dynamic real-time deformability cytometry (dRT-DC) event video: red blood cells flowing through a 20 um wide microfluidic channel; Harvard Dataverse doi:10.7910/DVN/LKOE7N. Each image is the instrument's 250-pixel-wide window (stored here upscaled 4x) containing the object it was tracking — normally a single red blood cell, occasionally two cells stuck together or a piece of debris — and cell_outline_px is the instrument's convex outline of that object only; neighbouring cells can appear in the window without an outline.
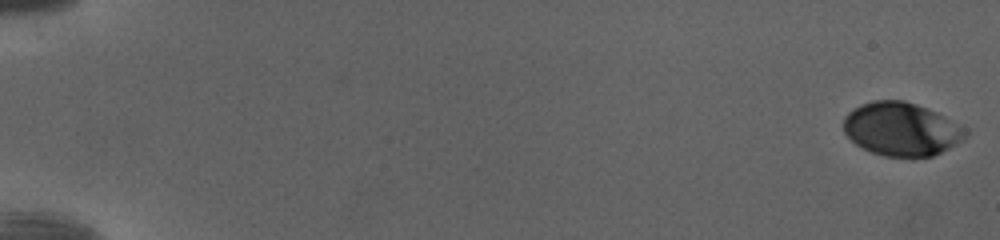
{"species": "human", "species_latin": "Homo sapiens", "temperature_condition": "cold", "stored_images_in_passage": 53, "camera_frame_rate_fps": 3000, "um_per_image_px": 0.085, "donor": {"sex": "female"}, "frame": {"image": 1, "passage_image": 1, "time_ms": 0.0, "image_size_px": [1000, 240], "cell_outline_px": [[968, 136], [964, 140], [932, 156], [884, 156], [872, 152], [856, 144], [844, 132], [844, 116], [852, 108], [860, 104], [872, 100], [904, 100], [916, 104], [936, 112], [964, 128], [968, 132]], "centroid_in_image_um": [76.6, 10.96], "position_along_channel_um": 8.4, "area_um2": 37.69}}
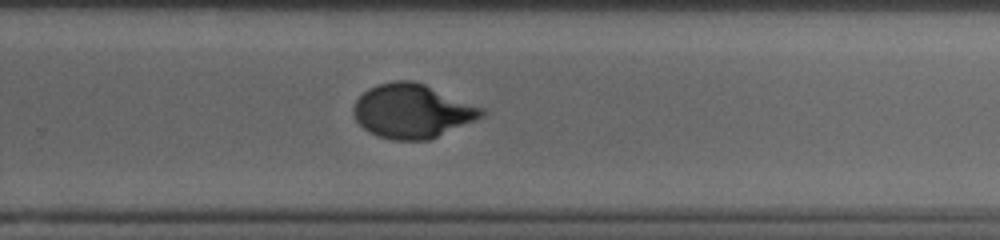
{"frame": {"image": 2, "passage_image": 37, "time_ms": 12.0, "image_size_px": [1000, 240], "cell_outline_px": [[484, 116], [476, 120], [428, 140], [392, 140], [368, 132], [356, 120], [352, 112], [352, 108], [356, 100], [368, 88], [376, 84], [396, 80], [408, 80], [424, 84], [484, 108]], "centroid_in_image_um": [35.01, 9.44], "position_along_channel_um": 294.8, "area_um2": 40.17}}
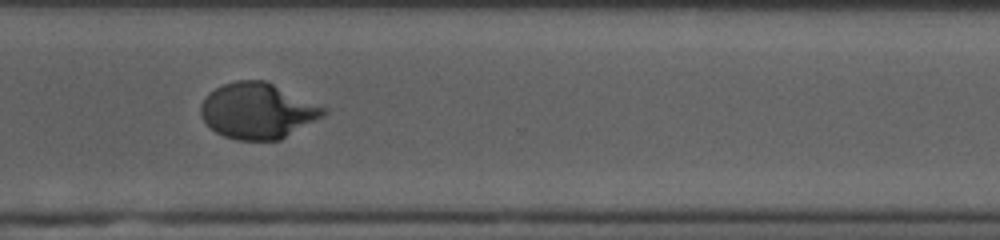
{"frame": {"image": 3, "passage_image": 41, "time_ms": 13.333, "image_size_px": [1000, 240], "cell_outline_px": [[328, 112], [324, 116], [280, 140], [236, 140], [224, 136], [216, 132], [200, 116], [200, 104], [208, 92], [224, 84], [236, 80], [264, 80], [328, 108]], "centroid_in_image_um": [21.9, 9.42], "position_along_channel_um": 348.7, "area_um2": 39.94}, "authors_computed_cell_mechanics": {"area_um2": 39.9398, "velocity_mm_per_s": 4.0237, "shape_relaxation_time_tau1_ms": 4.922, "shape_relaxation_time_tau2_ms": null, "deformation_change_tau1": 0.2087, "deformation_change_tau2": null}}